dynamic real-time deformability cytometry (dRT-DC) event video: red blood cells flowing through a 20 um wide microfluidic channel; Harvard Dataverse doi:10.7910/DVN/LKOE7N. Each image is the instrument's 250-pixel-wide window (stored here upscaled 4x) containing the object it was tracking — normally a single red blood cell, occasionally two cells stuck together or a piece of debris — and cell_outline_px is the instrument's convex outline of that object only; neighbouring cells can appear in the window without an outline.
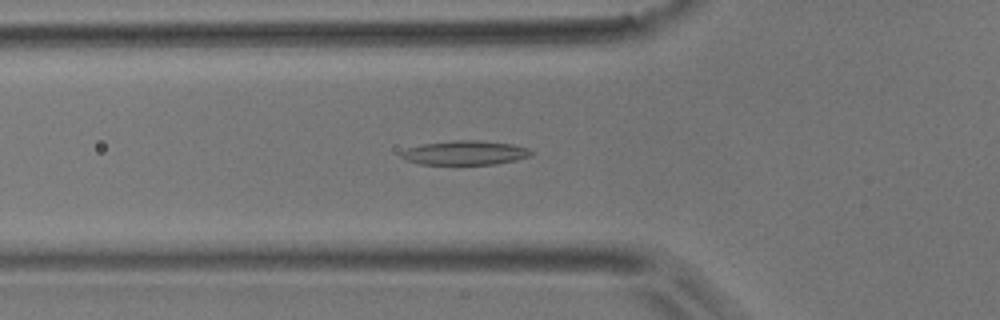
{"species": "common noctule bat (a hibernating species)", "species_latin": "Nyctalus noctula", "temperature_condition": "room temperature", "stored_images_in_passage": 49, "camera_frame_rate_fps": 3000, "um_per_image_px": 0.085, "animal": {"sex": "male", "body_mass_g": 17.9}, "frame": {"image": 1, "passage_image": 16, "time_ms": 5.0, "image_size_px": [1000, 320], "cell_outline_px": [[532, 156], [516, 160], [496, 164], [420, 164], [408, 160], [400, 156], [400, 152], [408, 148], [424, 144], [456, 140], [480, 140], [512, 144], [528, 148], [532, 152]], "centroid_in_image_um": [39.57, 12.99], "position_along_channel_um": 86.2, "area_um2": 18.21}}
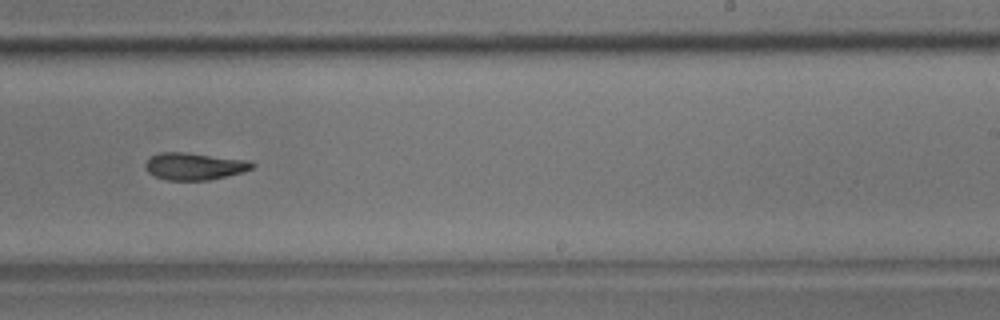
{"frame": {"image": 2, "passage_image": 30, "time_ms": 9.667, "image_size_px": [1000, 320], "cell_outline_px": [[256, 164], [252, 168], [244, 172], [208, 180], [168, 180], [156, 176], [148, 172], [144, 164], [152, 156], [160, 152], [184, 152], [248, 160]], "centroid_in_image_um": [16.54, 14.13], "position_along_channel_um": 272.5, "area_um2": 16.76}}
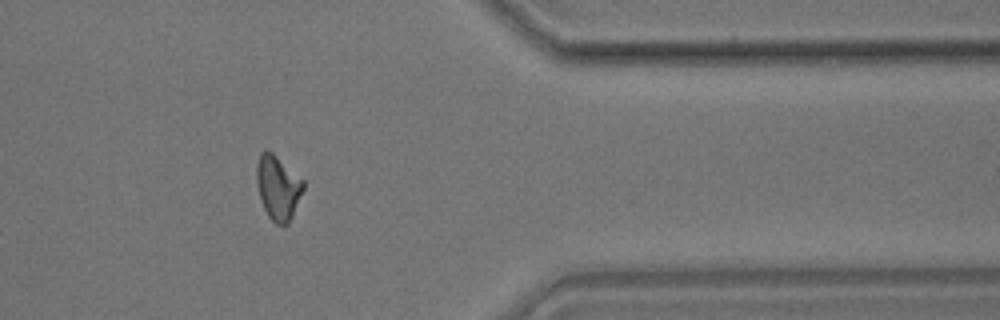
{"frame": {"image": 3, "passage_image": 40, "time_ms": 13.0, "image_size_px": [1000, 320], "cell_outline_px": [[304, 188], [292, 216], [288, 224], [276, 224], [268, 216], [260, 200], [256, 184], [256, 164], [260, 152], [272, 152], [304, 180]], "centroid_in_image_um": [23.61, 15.94], "position_along_channel_um": 387.8, "area_um2": 17.46}, "authors_computed_cell_mechanics": {"area_um2": 17.3978, "velocity_mm_per_s": 3.9836, "shape_relaxation_time_tau1_ms": null, "shape_relaxation_time_tau2_ms": 9.1557, "deformation_change_tau1": null, "deformation_change_tau2": 0.197}}